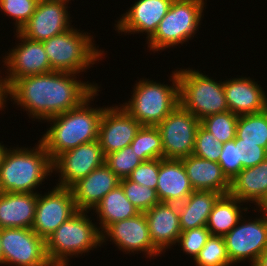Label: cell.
I'll return each instance as SVG.
<instances>
[{
	"label": "cell",
	"mask_w": 267,
	"mask_h": 266,
	"mask_svg": "<svg viewBox=\"0 0 267 266\" xmlns=\"http://www.w3.org/2000/svg\"><path fill=\"white\" fill-rule=\"evenodd\" d=\"M80 75L52 71L20 78L8 87V103L23 109L33 122L43 123L79 106L101 87L96 81H82Z\"/></svg>",
	"instance_id": "1"
},
{
	"label": "cell",
	"mask_w": 267,
	"mask_h": 266,
	"mask_svg": "<svg viewBox=\"0 0 267 266\" xmlns=\"http://www.w3.org/2000/svg\"><path fill=\"white\" fill-rule=\"evenodd\" d=\"M100 91H102L101 87L97 88L79 106L52 116L43 122H48L47 125L50 124L48 125L50 127L44 130L39 140L45 146L52 161L67 150L98 140L100 120L107 107L93 105L94 100L100 96Z\"/></svg>",
	"instance_id": "2"
},
{
	"label": "cell",
	"mask_w": 267,
	"mask_h": 266,
	"mask_svg": "<svg viewBox=\"0 0 267 266\" xmlns=\"http://www.w3.org/2000/svg\"><path fill=\"white\" fill-rule=\"evenodd\" d=\"M34 145L7 148L0 165V192L39 193L37 189L52 178V160L45 146L40 140Z\"/></svg>",
	"instance_id": "3"
},
{
	"label": "cell",
	"mask_w": 267,
	"mask_h": 266,
	"mask_svg": "<svg viewBox=\"0 0 267 266\" xmlns=\"http://www.w3.org/2000/svg\"><path fill=\"white\" fill-rule=\"evenodd\" d=\"M169 83L142 77L134 82L131 98L121 106L142 126H157L179 104L177 69L168 77ZM158 81V82H157Z\"/></svg>",
	"instance_id": "4"
},
{
	"label": "cell",
	"mask_w": 267,
	"mask_h": 266,
	"mask_svg": "<svg viewBox=\"0 0 267 266\" xmlns=\"http://www.w3.org/2000/svg\"><path fill=\"white\" fill-rule=\"evenodd\" d=\"M91 216L90 211L78 210L46 239L47 257L53 266H69L72 258L102 247L101 232Z\"/></svg>",
	"instance_id": "5"
},
{
	"label": "cell",
	"mask_w": 267,
	"mask_h": 266,
	"mask_svg": "<svg viewBox=\"0 0 267 266\" xmlns=\"http://www.w3.org/2000/svg\"><path fill=\"white\" fill-rule=\"evenodd\" d=\"M75 26L42 43L53 71L79 73L82 77L94 64L105 60L107 51L99 48L89 31Z\"/></svg>",
	"instance_id": "6"
},
{
	"label": "cell",
	"mask_w": 267,
	"mask_h": 266,
	"mask_svg": "<svg viewBox=\"0 0 267 266\" xmlns=\"http://www.w3.org/2000/svg\"><path fill=\"white\" fill-rule=\"evenodd\" d=\"M207 0H173L154 35L145 44L150 54L181 47L198 36ZM181 44V46H180Z\"/></svg>",
	"instance_id": "7"
},
{
	"label": "cell",
	"mask_w": 267,
	"mask_h": 266,
	"mask_svg": "<svg viewBox=\"0 0 267 266\" xmlns=\"http://www.w3.org/2000/svg\"><path fill=\"white\" fill-rule=\"evenodd\" d=\"M177 74L180 105L197 119L229 111L223 79H215L193 67H179Z\"/></svg>",
	"instance_id": "8"
},
{
	"label": "cell",
	"mask_w": 267,
	"mask_h": 266,
	"mask_svg": "<svg viewBox=\"0 0 267 266\" xmlns=\"http://www.w3.org/2000/svg\"><path fill=\"white\" fill-rule=\"evenodd\" d=\"M255 217H248V211L225 236L227 252L233 266L238 263L253 266L267 249V213L262 208L252 209ZM256 212V213H255ZM247 259V260H246Z\"/></svg>",
	"instance_id": "9"
},
{
	"label": "cell",
	"mask_w": 267,
	"mask_h": 266,
	"mask_svg": "<svg viewBox=\"0 0 267 266\" xmlns=\"http://www.w3.org/2000/svg\"><path fill=\"white\" fill-rule=\"evenodd\" d=\"M108 242L115 245L118 251L129 256L142 253L145 258H149L150 262L156 257H162V254L152 244L144 213L109 225L101 233V246H103L101 248H106L104 245H108Z\"/></svg>",
	"instance_id": "10"
},
{
	"label": "cell",
	"mask_w": 267,
	"mask_h": 266,
	"mask_svg": "<svg viewBox=\"0 0 267 266\" xmlns=\"http://www.w3.org/2000/svg\"><path fill=\"white\" fill-rule=\"evenodd\" d=\"M3 266H53L45 240L28 228L0 229Z\"/></svg>",
	"instance_id": "11"
},
{
	"label": "cell",
	"mask_w": 267,
	"mask_h": 266,
	"mask_svg": "<svg viewBox=\"0 0 267 266\" xmlns=\"http://www.w3.org/2000/svg\"><path fill=\"white\" fill-rule=\"evenodd\" d=\"M200 120L180 104L158 125L162 137L163 158L182 159L193 154Z\"/></svg>",
	"instance_id": "12"
},
{
	"label": "cell",
	"mask_w": 267,
	"mask_h": 266,
	"mask_svg": "<svg viewBox=\"0 0 267 266\" xmlns=\"http://www.w3.org/2000/svg\"><path fill=\"white\" fill-rule=\"evenodd\" d=\"M14 34L16 45L2 54L7 87L20 78L53 71L42 42L30 40L19 31Z\"/></svg>",
	"instance_id": "13"
},
{
	"label": "cell",
	"mask_w": 267,
	"mask_h": 266,
	"mask_svg": "<svg viewBox=\"0 0 267 266\" xmlns=\"http://www.w3.org/2000/svg\"><path fill=\"white\" fill-rule=\"evenodd\" d=\"M48 192L38 193L35 219L32 230L42 239L52 235L55 230L78 210L71 188L54 186Z\"/></svg>",
	"instance_id": "14"
},
{
	"label": "cell",
	"mask_w": 267,
	"mask_h": 266,
	"mask_svg": "<svg viewBox=\"0 0 267 266\" xmlns=\"http://www.w3.org/2000/svg\"><path fill=\"white\" fill-rule=\"evenodd\" d=\"M105 156L98 140L84 143L67 150L52 161L53 174L57 175L55 184L70 188L79 179L104 164Z\"/></svg>",
	"instance_id": "15"
},
{
	"label": "cell",
	"mask_w": 267,
	"mask_h": 266,
	"mask_svg": "<svg viewBox=\"0 0 267 266\" xmlns=\"http://www.w3.org/2000/svg\"><path fill=\"white\" fill-rule=\"evenodd\" d=\"M70 3L69 0H39L34 14L19 32L39 42L65 32L73 26Z\"/></svg>",
	"instance_id": "16"
},
{
	"label": "cell",
	"mask_w": 267,
	"mask_h": 266,
	"mask_svg": "<svg viewBox=\"0 0 267 266\" xmlns=\"http://www.w3.org/2000/svg\"><path fill=\"white\" fill-rule=\"evenodd\" d=\"M173 0H135L130 8L117 17L114 29L118 34L146 35L147 42L156 32L159 23L167 14ZM134 3V4H133ZM119 18V19H118ZM144 34V35H143Z\"/></svg>",
	"instance_id": "17"
},
{
	"label": "cell",
	"mask_w": 267,
	"mask_h": 266,
	"mask_svg": "<svg viewBox=\"0 0 267 266\" xmlns=\"http://www.w3.org/2000/svg\"><path fill=\"white\" fill-rule=\"evenodd\" d=\"M141 126L120 103L108 105L102 114L98 132L104 156L129 146Z\"/></svg>",
	"instance_id": "18"
},
{
	"label": "cell",
	"mask_w": 267,
	"mask_h": 266,
	"mask_svg": "<svg viewBox=\"0 0 267 266\" xmlns=\"http://www.w3.org/2000/svg\"><path fill=\"white\" fill-rule=\"evenodd\" d=\"M237 77V78H236ZM223 79L229 111L237 115L262 112L267 109V91L253 77L237 75ZM259 83V84H258Z\"/></svg>",
	"instance_id": "19"
},
{
	"label": "cell",
	"mask_w": 267,
	"mask_h": 266,
	"mask_svg": "<svg viewBox=\"0 0 267 266\" xmlns=\"http://www.w3.org/2000/svg\"><path fill=\"white\" fill-rule=\"evenodd\" d=\"M144 214L153 246L163 256L168 249H176L172 247L176 246L181 233L178 204L160 202Z\"/></svg>",
	"instance_id": "20"
},
{
	"label": "cell",
	"mask_w": 267,
	"mask_h": 266,
	"mask_svg": "<svg viewBox=\"0 0 267 266\" xmlns=\"http://www.w3.org/2000/svg\"><path fill=\"white\" fill-rule=\"evenodd\" d=\"M121 179L105 163L70 188L77 210L92 211L101 199L120 185Z\"/></svg>",
	"instance_id": "21"
},
{
	"label": "cell",
	"mask_w": 267,
	"mask_h": 266,
	"mask_svg": "<svg viewBox=\"0 0 267 266\" xmlns=\"http://www.w3.org/2000/svg\"><path fill=\"white\" fill-rule=\"evenodd\" d=\"M156 191L160 202H184L194 191L181 159H159Z\"/></svg>",
	"instance_id": "22"
},
{
	"label": "cell",
	"mask_w": 267,
	"mask_h": 266,
	"mask_svg": "<svg viewBox=\"0 0 267 266\" xmlns=\"http://www.w3.org/2000/svg\"><path fill=\"white\" fill-rule=\"evenodd\" d=\"M229 194L251 208H262L267 202V158L241 170L231 180Z\"/></svg>",
	"instance_id": "23"
},
{
	"label": "cell",
	"mask_w": 267,
	"mask_h": 266,
	"mask_svg": "<svg viewBox=\"0 0 267 266\" xmlns=\"http://www.w3.org/2000/svg\"><path fill=\"white\" fill-rule=\"evenodd\" d=\"M194 191H215L229 194L231 181L224 174L218 162L189 155L181 159Z\"/></svg>",
	"instance_id": "24"
},
{
	"label": "cell",
	"mask_w": 267,
	"mask_h": 266,
	"mask_svg": "<svg viewBox=\"0 0 267 266\" xmlns=\"http://www.w3.org/2000/svg\"><path fill=\"white\" fill-rule=\"evenodd\" d=\"M37 200L38 193L0 192V229H31Z\"/></svg>",
	"instance_id": "25"
},
{
	"label": "cell",
	"mask_w": 267,
	"mask_h": 266,
	"mask_svg": "<svg viewBox=\"0 0 267 266\" xmlns=\"http://www.w3.org/2000/svg\"><path fill=\"white\" fill-rule=\"evenodd\" d=\"M91 212L97 215L95 220L101 233L109 225L140 213L128 200L121 185L109 191Z\"/></svg>",
	"instance_id": "26"
},
{
	"label": "cell",
	"mask_w": 267,
	"mask_h": 266,
	"mask_svg": "<svg viewBox=\"0 0 267 266\" xmlns=\"http://www.w3.org/2000/svg\"><path fill=\"white\" fill-rule=\"evenodd\" d=\"M220 193L193 191L184 202L178 204L181 231L207 225L209 215Z\"/></svg>",
	"instance_id": "27"
},
{
	"label": "cell",
	"mask_w": 267,
	"mask_h": 266,
	"mask_svg": "<svg viewBox=\"0 0 267 266\" xmlns=\"http://www.w3.org/2000/svg\"><path fill=\"white\" fill-rule=\"evenodd\" d=\"M248 210L251 208L236 197L221 195L212 208L206 227L211 235L224 237Z\"/></svg>",
	"instance_id": "28"
},
{
	"label": "cell",
	"mask_w": 267,
	"mask_h": 266,
	"mask_svg": "<svg viewBox=\"0 0 267 266\" xmlns=\"http://www.w3.org/2000/svg\"><path fill=\"white\" fill-rule=\"evenodd\" d=\"M235 139L258 143V146L267 149V109L258 113L239 115Z\"/></svg>",
	"instance_id": "29"
},
{
	"label": "cell",
	"mask_w": 267,
	"mask_h": 266,
	"mask_svg": "<svg viewBox=\"0 0 267 266\" xmlns=\"http://www.w3.org/2000/svg\"><path fill=\"white\" fill-rule=\"evenodd\" d=\"M130 146L142 161L163 158L162 137L157 126H141Z\"/></svg>",
	"instance_id": "30"
},
{
	"label": "cell",
	"mask_w": 267,
	"mask_h": 266,
	"mask_svg": "<svg viewBox=\"0 0 267 266\" xmlns=\"http://www.w3.org/2000/svg\"><path fill=\"white\" fill-rule=\"evenodd\" d=\"M238 118L239 115L227 111L205 117L200 120V125L223 144L235 139Z\"/></svg>",
	"instance_id": "31"
},
{
	"label": "cell",
	"mask_w": 267,
	"mask_h": 266,
	"mask_svg": "<svg viewBox=\"0 0 267 266\" xmlns=\"http://www.w3.org/2000/svg\"><path fill=\"white\" fill-rule=\"evenodd\" d=\"M191 262L195 266H232L224 237L211 235Z\"/></svg>",
	"instance_id": "32"
},
{
	"label": "cell",
	"mask_w": 267,
	"mask_h": 266,
	"mask_svg": "<svg viewBox=\"0 0 267 266\" xmlns=\"http://www.w3.org/2000/svg\"><path fill=\"white\" fill-rule=\"evenodd\" d=\"M126 197L137 208L140 213H145L154 205L160 203V200L155 189L147 186H142L128 178H123L120 181Z\"/></svg>",
	"instance_id": "33"
},
{
	"label": "cell",
	"mask_w": 267,
	"mask_h": 266,
	"mask_svg": "<svg viewBox=\"0 0 267 266\" xmlns=\"http://www.w3.org/2000/svg\"><path fill=\"white\" fill-rule=\"evenodd\" d=\"M39 0H0V13L5 14L13 21L14 32L20 29L29 21L34 14Z\"/></svg>",
	"instance_id": "34"
},
{
	"label": "cell",
	"mask_w": 267,
	"mask_h": 266,
	"mask_svg": "<svg viewBox=\"0 0 267 266\" xmlns=\"http://www.w3.org/2000/svg\"><path fill=\"white\" fill-rule=\"evenodd\" d=\"M143 161L138 157L132 147L126 146L121 150L105 156V165L111 169L120 179L127 178L131 172Z\"/></svg>",
	"instance_id": "35"
},
{
	"label": "cell",
	"mask_w": 267,
	"mask_h": 266,
	"mask_svg": "<svg viewBox=\"0 0 267 266\" xmlns=\"http://www.w3.org/2000/svg\"><path fill=\"white\" fill-rule=\"evenodd\" d=\"M210 236L211 233L206 226L181 231L176 247L178 245L180 251L194 260Z\"/></svg>",
	"instance_id": "36"
},
{
	"label": "cell",
	"mask_w": 267,
	"mask_h": 266,
	"mask_svg": "<svg viewBox=\"0 0 267 266\" xmlns=\"http://www.w3.org/2000/svg\"><path fill=\"white\" fill-rule=\"evenodd\" d=\"M222 144L210 132L199 126L194 143L193 155L205 160L218 162Z\"/></svg>",
	"instance_id": "37"
},
{
	"label": "cell",
	"mask_w": 267,
	"mask_h": 266,
	"mask_svg": "<svg viewBox=\"0 0 267 266\" xmlns=\"http://www.w3.org/2000/svg\"><path fill=\"white\" fill-rule=\"evenodd\" d=\"M158 174L159 159H151L139 164L127 178L142 186H147L156 190Z\"/></svg>",
	"instance_id": "38"
},
{
	"label": "cell",
	"mask_w": 267,
	"mask_h": 266,
	"mask_svg": "<svg viewBox=\"0 0 267 266\" xmlns=\"http://www.w3.org/2000/svg\"><path fill=\"white\" fill-rule=\"evenodd\" d=\"M218 163L230 181L242 170L241 161H238L235 139L222 144Z\"/></svg>",
	"instance_id": "39"
},
{
	"label": "cell",
	"mask_w": 267,
	"mask_h": 266,
	"mask_svg": "<svg viewBox=\"0 0 267 266\" xmlns=\"http://www.w3.org/2000/svg\"><path fill=\"white\" fill-rule=\"evenodd\" d=\"M237 142L238 161H241L242 170L253 167L267 158V149L258 146V143L242 142V139H235Z\"/></svg>",
	"instance_id": "40"
},
{
	"label": "cell",
	"mask_w": 267,
	"mask_h": 266,
	"mask_svg": "<svg viewBox=\"0 0 267 266\" xmlns=\"http://www.w3.org/2000/svg\"><path fill=\"white\" fill-rule=\"evenodd\" d=\"M0 58H2L0 61V65L2 64L1 67L3 68H0V111H1V115H2V112L6 111V107L8 106V87H7V84H6V81H5V71H4V60H3V56Z\"/></svg>",
	"instance_id": "41"
},
{
	"label": "cell",
	"mask_w": 267,
	"mask_h": 266,
	"mask_svg": "<svg viewBox=\"0 0 267 266\" xmlns=\"http://www.w3.org/2000/svg\"><path fill=\"white\" fill-rule=\"evenodd\" d=\"M253 266H267V249L256 260V262H255V264Z\"/></svg>",
	"instance_id": "42"
},
{
	"label": "cell",
	"mask_w": 267,
	"mask_h": 266,
	"mask_svg": "<svg viewBox=\"0 0 267 266\" xmlns=\"http://www.w3.org/2000/svg\"><path fill=\"white\" fill-rule=\"evenodd\" d=\"M2 143H4V142L0 141V165H1V162L3 159V155H4L5 151L7 150V148L9 147V146L2 144Z\"/></svg>",
	"instance_id": "43"
},
{
	"label": "cell",
	"mask_w": 267,
	"mask_h": 266,
	"mask_svg": "<svg viewBox=\"0 0 267 266\" xmlns=\"http://www.w3.org/2000/svg\"><path fill=\"white\" fill-rule=\"evenodd\" d=\"M0 266H3V252H2L1 241H0Z\"/></svg>",
	"instance_id": "44"
},
{
	"label": "cell",
	"mask_w": 267,
	"mask_h": 266,
	"mask_svg": "<svg viewBox=\"0 0 267 266\" xmlns=\"http://www.w3.org/2000/svg\"><path fill=\"white\" fill-rule=\"evenodd\" d=\"M262 209L267 213V202L264 204V206L262 207Z\"/></svg>",
	"instance_id": "45"
}]
</instances>
